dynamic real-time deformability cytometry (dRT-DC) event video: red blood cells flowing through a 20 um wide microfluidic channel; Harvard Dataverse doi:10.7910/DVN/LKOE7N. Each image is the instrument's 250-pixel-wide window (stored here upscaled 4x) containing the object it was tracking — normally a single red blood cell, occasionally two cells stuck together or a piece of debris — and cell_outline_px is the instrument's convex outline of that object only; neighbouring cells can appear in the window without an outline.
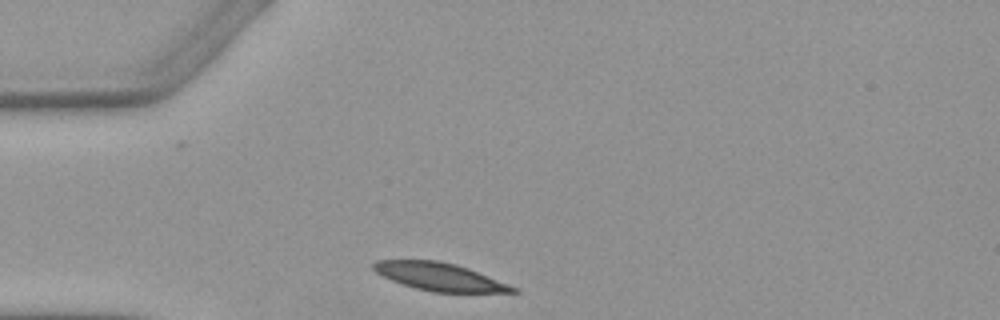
{"species": "Egyptian fruit bat (a non-hibernating species)", "species_latin": "Rousettus aegyptiacus", "temperature_condition": "warm", "stored_images_in_passage": 1, "camera_frame_rate_fps": 3000, "um_per_image_px": 0.085, "animal": {"sex": "female"}, "frame": {"image": 1, "passage_image": 1, "time_ms": 0.0, "image_size_px": [1000, 320], "cell_outline_px": [[520, 292], [432, 292], [416, 288], [392, 280], [376, 272], [372, 268], [372, 264], [376, 260], [440, 260], [456, 264], [468, 268], [520, 288]], "centroid_in_image_um": [37.4, 23.52], "position_along_channel_um": 47.6, "area_um2": 22.54}}